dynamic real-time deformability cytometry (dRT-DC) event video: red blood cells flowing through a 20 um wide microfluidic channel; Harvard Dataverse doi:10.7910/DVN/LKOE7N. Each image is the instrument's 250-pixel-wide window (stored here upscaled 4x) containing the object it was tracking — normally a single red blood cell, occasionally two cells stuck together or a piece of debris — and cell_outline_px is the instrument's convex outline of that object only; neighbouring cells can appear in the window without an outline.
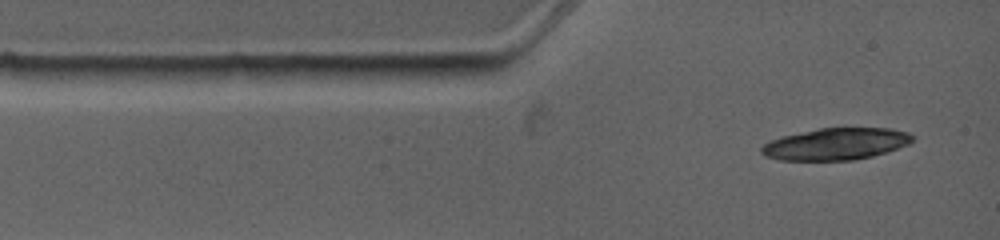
{"species": "common noctule bat (a hibernating species)", "species_latin": "Nyctalus noctula", "temperature_condition": "warm", "stored_images_in_passage": 1, "camera_frame_rate_fps": 4500, "um_per_image_px": 0.085, "animal": {"sex": "female", "body_mass_g": 19.0, "forearm_length_mm": 53.3}, "frame": {"image": 1, "passage_image": 1, "time_ms": 0.0, "image_size_px": [1000, 240], "cell_outline_px": [[912, 140], [908, 144], [872, 156], [852, 160], [780, 160], [764, 156], [760, 152], [760, 148], [768, 140], [784, 136], [820, 128], [892, 128], [908, 132], [912, 136]], "centroid_in_image_um": [71.0, 12.24], "position_along_channel_um": 14.0, "area_um2": 27.8}}